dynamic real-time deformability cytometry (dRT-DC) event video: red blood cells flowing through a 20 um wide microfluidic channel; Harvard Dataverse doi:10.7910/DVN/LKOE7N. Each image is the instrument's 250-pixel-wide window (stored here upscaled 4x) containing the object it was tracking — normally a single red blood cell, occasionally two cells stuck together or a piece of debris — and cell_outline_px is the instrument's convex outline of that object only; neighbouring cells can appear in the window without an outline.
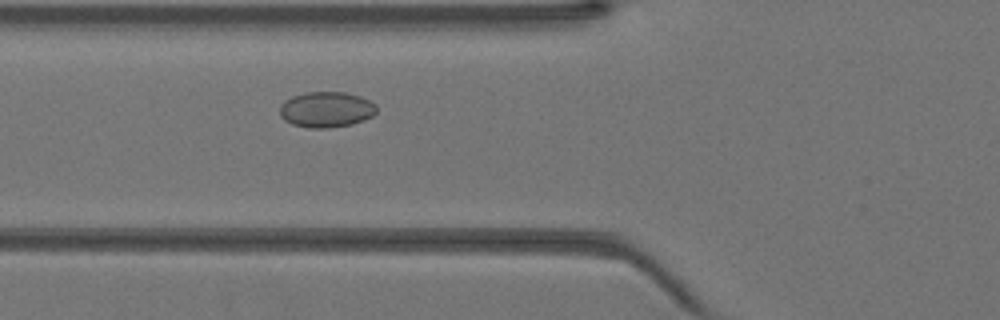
{"species": "Egyptian fruit bat (a non-hibernating species)", "species_latin": "Rousettus aegyptiacus", "temperature_condition": "warm", "stored_images_in_passage": 34, "camera_frame_rate_fps": 3000, "um_per_image_px": 0.085, "animal": {"sex": "female"}, "frame": {"image": 1, "passage_image": 10, "time_ms": 3.0, "image_size_px": [1000, 320], "cell_outline_px": [[376, 112], [372, 116], [364, 120], [352, 124], [328, 128], [308, 128], [292, 124], [284, 120], [280, 116], [280, 104], [284, 100], [292, 96], [304, 92], [344, 92], [360, 96], [376, 104]], "centroid_in_image_um": [27.71, 9.31], "position_along_channel_um": 98.1, "area_um2": 20.29}}
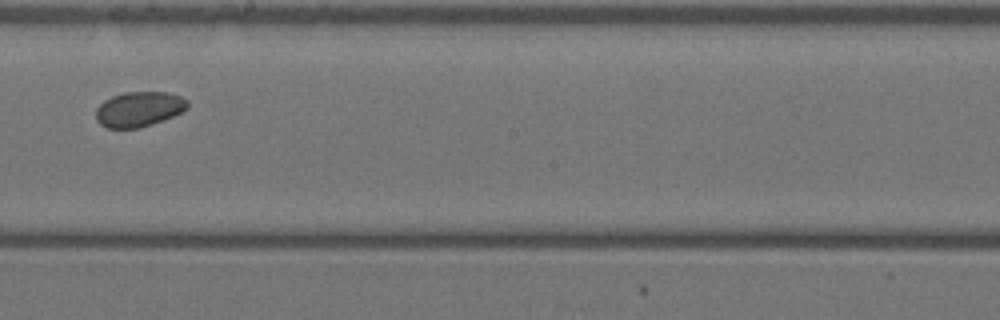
{"frame": {"image": 2, "passage_image": 19, "time_ms": 6.0, "image_size_px": [1000, 320], "cell_outline_px": [[188, 108], [172, 116], [140, 128], [108, 128], [100, 124], [96, 120], [96, 108], [104, 100], [112, 96], [124, 92], [168, 92], [180, 96], [188, 100]], "centroid_in_image_um": [11.79, 9.27], "position_along_channel_um": 236.4, "area_um2": 18.67}}
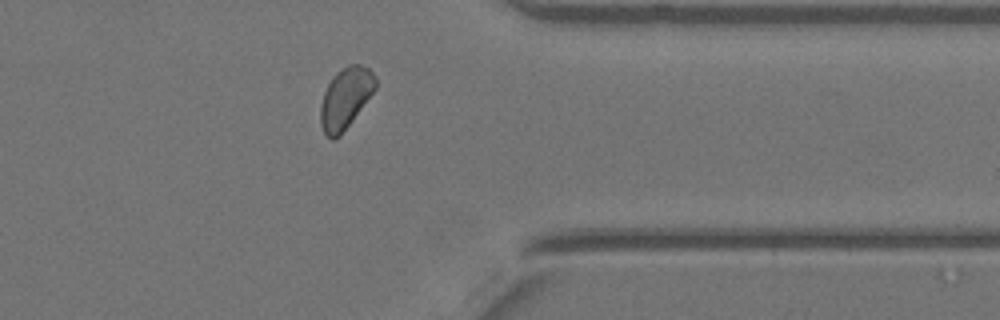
{"frame": {"image": 3, "passage_image": 29, "time_ms": 9.333, "image_size_px": [1000, 320], "cell_outline_px": [[376, 88], [340, 136], [332, 140], [324, 132], [320, 124], [320, 104], [324, 92], [332, 76], [340, 68], [348, 64], [360, 64], [368, 68], [372, 72], [376, 80]], "centroid_in_image_um": [29.34, 8.32], "position_along_channel_um": 382.1, "area_um2": 19.42}}